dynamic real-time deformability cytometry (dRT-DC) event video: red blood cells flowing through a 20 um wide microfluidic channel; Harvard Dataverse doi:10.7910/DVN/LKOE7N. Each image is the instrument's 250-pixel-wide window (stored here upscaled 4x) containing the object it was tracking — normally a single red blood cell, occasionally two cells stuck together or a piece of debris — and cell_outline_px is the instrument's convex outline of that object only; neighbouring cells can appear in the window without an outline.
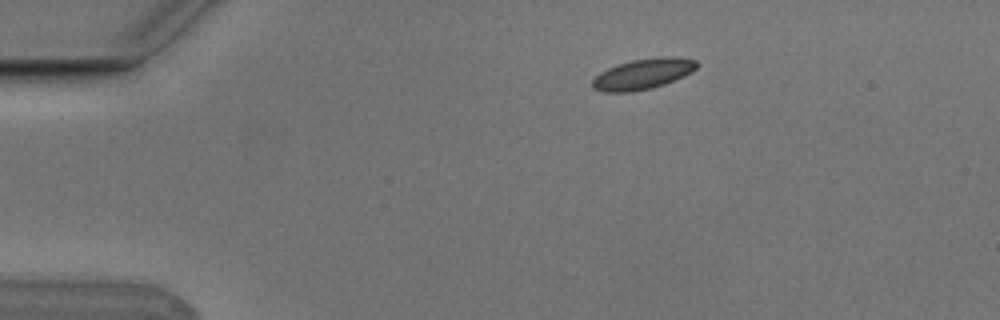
{"species": "Egyptian fruit bat (a non-hibernating species)", "species_latin": "Rousettus aegyptiacus", "temperature_condition": "cold", "stored_images_in_passage": 10, "camera_frame_rate_fps": 3000, "um_per_image_px": 0.085, "animal": {"sex": "male"}, "frame": {"image": 1, "passage_image": 2, "time_ms": 0.333, "image_size_px": [1000, 320], "cell_outline_px": [[696, 68], [692, 72], [684, 76], [664, 84], [652, 88], [632, 92], [604, 92], [592, 88], [592, 80], [600, 72], [608, 68], [632, 60], [660, 56], [672, 56], [696, 60]], "centroid_in_image_um": [54.64, 6.29], "position_along_channel_um": 30.4, "area_um2": 18.55}}
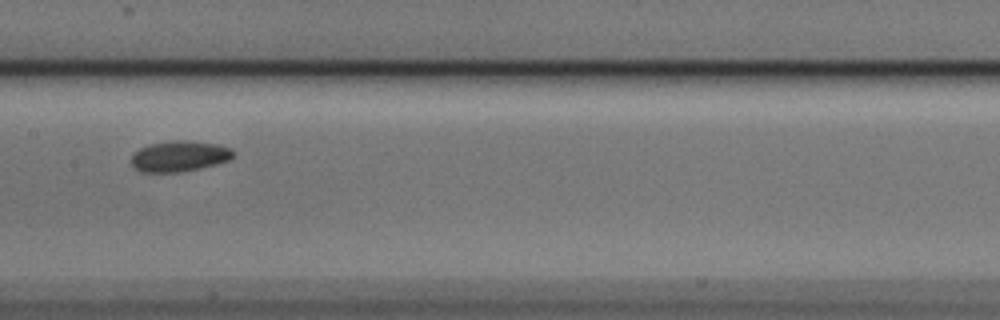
{"frame": {"image": 2, "passage_image": 7, "time_ms": 2.0, "image_size_px": [1000, 320], "cell_outline_px": [[236, 156], [232, 160], [200, 168], [180, 172], [140, 172], [132, 168], [132, 152], [140, 148], [152, 144], [172, 140], [188, 140], [216, 144], [232, 148], [236, 152]], "centroid_in_image_um": [15.28, 13.28], "position_along_channel_um": 192.1, "area_um2": 18.61}}
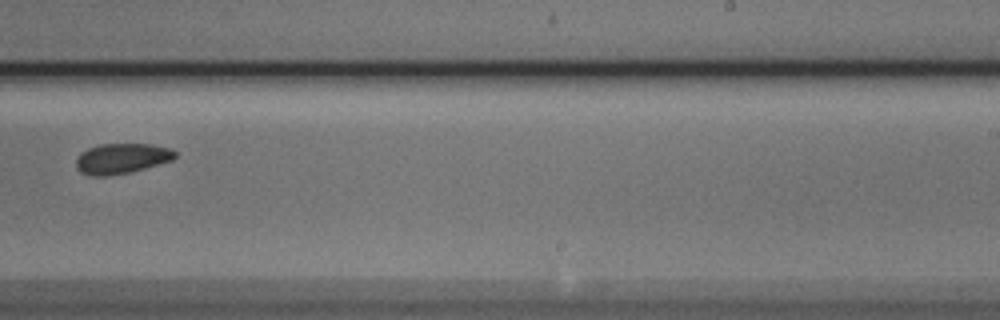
{"frame": {"image": 3, "passage_image": 9, "time_ms": 2.667, "image_size_px": [1000, 320], "cell_outline_px": [[176, 156], [172, 160], [144, 168], [128, 172], [108, 176], [88, 176], [80, 172], [76, 168], [76, 160], [80, 152], [88, 148], [100, 144], [152, 144], [172, 148], [176, 152]], "centroid_in_image_um": [10.31, 13.47], "position_along_channel_um": 278.7, "area_um2": 17.57}}